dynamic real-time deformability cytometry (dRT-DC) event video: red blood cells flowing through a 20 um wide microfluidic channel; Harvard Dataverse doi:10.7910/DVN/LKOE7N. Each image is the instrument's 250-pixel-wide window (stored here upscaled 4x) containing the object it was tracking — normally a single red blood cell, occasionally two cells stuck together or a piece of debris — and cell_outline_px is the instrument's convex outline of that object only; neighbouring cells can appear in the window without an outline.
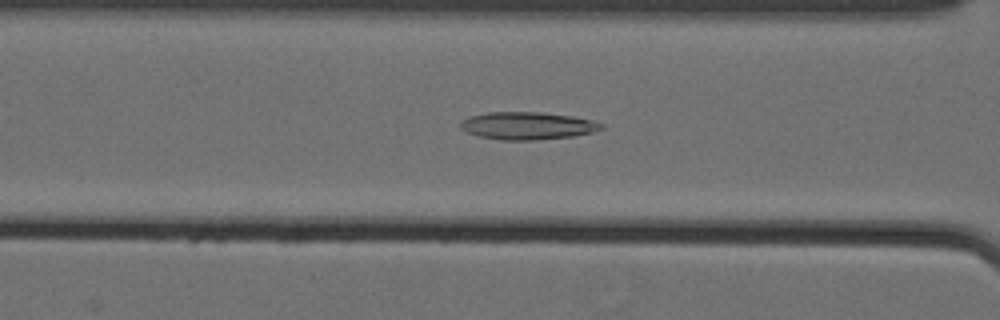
{"species": "Egyptian fruit bat (a non-hibernating species)", "species_latin": "Rousettus aegyptiacus", "temperature_condition": "cold", "stored_images_in_passage": 36, "camera_frame_rate_fps": 3000, "um_per_image_px": 0.085, "animal": {"sex": "female"}, "frame": {"image": 1, "passage_image": 8, "time_ms": 2.333, "image_size_px": [1000, 320], "cell_outline_px": [[604, 128], [592, 132], [572, 136], [532, 140], [504, 140], [480, 136], [468, 132], [460, 128], [460, 124], [464, 120], [472, 116], [488, 112], [540, 112], [572, 116], [592, 120], [604, 124]], "centroid_in_image_um": [44.87, 10.68], "position_along_channel_um": 121.7, "area_um2": 22.31}}
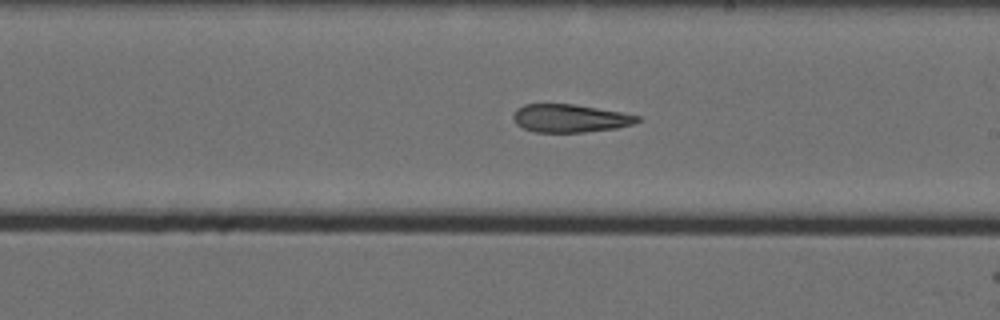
{"frame": {"image": 2, "passage_image": 18, "time_ms": 5.667, "image_size_px": [1000, 320], "cell_outline_px": [[640, 120], [632, 124], [616, 128], [584, 132], [536, 132], [524, 128], [516, 124], [512, 116], [516, 108], [524, 104], [576, 104], [620, 112], [640, 116]], "centroid_in_image_um": [48.42, 10.05], "position_along_channel_um": 240.6, "area_um2": 20.23}}
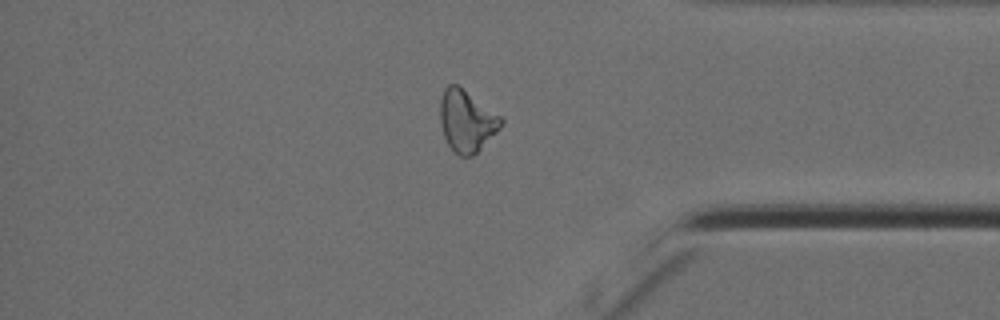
{"frame": {"image": 3, "passage_image": 32, "time_ms": 10.333, "image_size_px": [1000, 320], "cell_outline_px": [[504, 124], [472, 156], [460, 156], [448, 144], [444, 136], [440, 124], [440, 100], [444, 88], [448, 84], [456, 84], [500, 116], [504, 120]], "centroid_in_image_um": [39.64, 10.27], "position_along_channel_um": 395.6, "area_um2": 21.44}}